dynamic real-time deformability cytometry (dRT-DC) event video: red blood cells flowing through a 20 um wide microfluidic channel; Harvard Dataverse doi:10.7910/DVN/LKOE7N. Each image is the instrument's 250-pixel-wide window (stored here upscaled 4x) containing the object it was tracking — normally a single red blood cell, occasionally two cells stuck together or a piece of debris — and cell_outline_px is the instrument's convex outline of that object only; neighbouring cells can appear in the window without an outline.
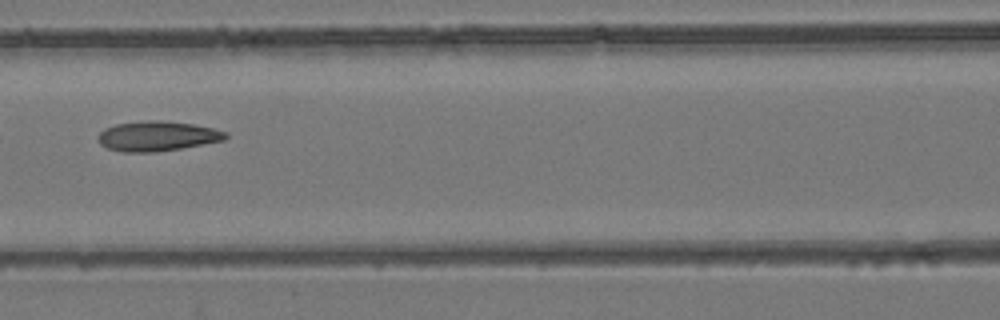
{"species": "common noctule bat (a hibernating species)", "species_latin": "Nyctalus noctula", "temperature_condition": "room temperature", "stored_images_in_passage": 7, "camera_frame_rate_fps": 3000, "um_per_image_px": 0.085, "animal": {"sex": "female", "body_mass_g": 24.6, "forearm_length_mm": 56.2}, "frame": {"image": 1, "passage_image": 6, "time_ms": 7.0, "image_size_px": [1000, 320], "cell_outline_px": [[228, 136], [224, 140], [204, 144], [180, 148], [152, 152], [124, 152], [108, 148], [100, 144], [96, 140], [96, 136], [104, 128], [116, 124], [148, 120], [160, 120], [192, 124], [212, 128], [228, 132]], "centroid_in_image_um": [13.34, 11.56], "position_along_channel_um": 153.3, "area_um2": 22.2}}
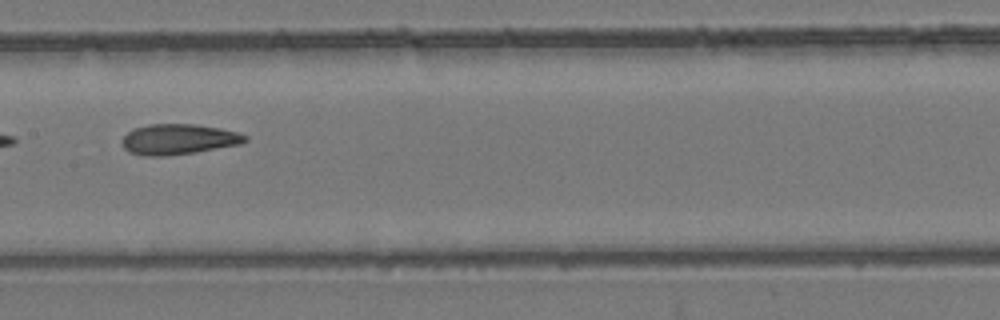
{"frame": {"image": 2, "passage_image": 7, "time_ms": 8.0, "image_size_px": [1000, 320], "cell_outline_px": [[248, 140], [240, 144], [196, 152], [164, 156], [144, 156], [128, 152], [120, 144], [120, 140], [132, 128], [148, 124], [196, 124], [220, 128], [236, 132], [248, 136]], "centroid_in_image_um": [15.12, 11.84], "position_along_channel_um": 192.3, "area_um2": 22.08}}